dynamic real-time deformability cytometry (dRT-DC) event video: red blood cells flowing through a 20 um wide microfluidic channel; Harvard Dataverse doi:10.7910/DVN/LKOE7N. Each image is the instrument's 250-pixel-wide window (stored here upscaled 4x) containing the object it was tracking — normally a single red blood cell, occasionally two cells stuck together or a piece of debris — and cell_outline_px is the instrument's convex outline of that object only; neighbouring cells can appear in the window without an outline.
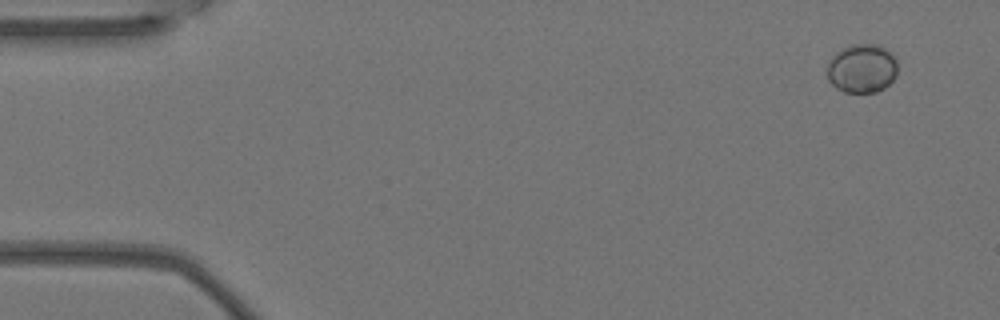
{"species": "Egyptian fruit bat (a non-hibernating species)", "species_latin": "Rousettus aegyptiacus", "temperature_condition": "warm", "stored_images_in_passage": 7, "camera_frame_rate_fps": 3000, "um_per_image_px": 0.085, "animal": {"sex": "female"}, "frame": {"image": 1, "passage_image": 7, "time_ms": 2.0, "image_size_px": [1000, 320], "cell_outline_px": [[896, 76], [884, 88], [876, 92], [844, 92], [836, 88], [828, 80], [828, 64], [832, 56], [836, 52], [852, 44], [876, 44], [892, 52], [896, 60]], "centroid_in_image_um": [73.27, 5.82], "position_along_channel_um": 11.7, "area_um2": 20.0}}